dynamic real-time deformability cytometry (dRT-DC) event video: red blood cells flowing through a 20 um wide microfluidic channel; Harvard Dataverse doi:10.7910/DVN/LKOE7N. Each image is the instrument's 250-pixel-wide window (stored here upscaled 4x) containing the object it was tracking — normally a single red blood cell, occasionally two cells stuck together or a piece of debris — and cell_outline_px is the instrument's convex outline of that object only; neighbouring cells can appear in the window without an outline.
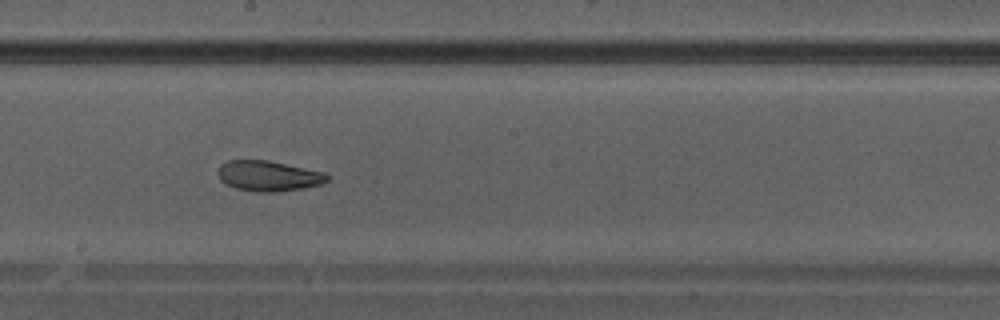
{"species": "Egyptian fruit bat (a non-hibernating species)", "species_latin": "Rousettus aegyptiacus", "temperature_condition": "warm", "stored_images_in_passage": 40, "camera_frame_rate_fps": 3000, "um_per_image_px": 0.085, "animal": {"sex": "male"}, "frame": {"image": 1, "passage_image": 23, "time_ms": 7.333, "image_size_px": [1000, 320], "cell_outline_px": [[332, 176], [328, 180], [320, 184], [300, 188], [268, 192], [256, 192], [236, 188], [220, 180], [216, 172], [220, 164], [228, 160], [268, 160], [324, 172]], "centroid_in_image_um": [22.79, 14.93], "position_along_channel_um": 225.4, "area_um2": 19.25}}